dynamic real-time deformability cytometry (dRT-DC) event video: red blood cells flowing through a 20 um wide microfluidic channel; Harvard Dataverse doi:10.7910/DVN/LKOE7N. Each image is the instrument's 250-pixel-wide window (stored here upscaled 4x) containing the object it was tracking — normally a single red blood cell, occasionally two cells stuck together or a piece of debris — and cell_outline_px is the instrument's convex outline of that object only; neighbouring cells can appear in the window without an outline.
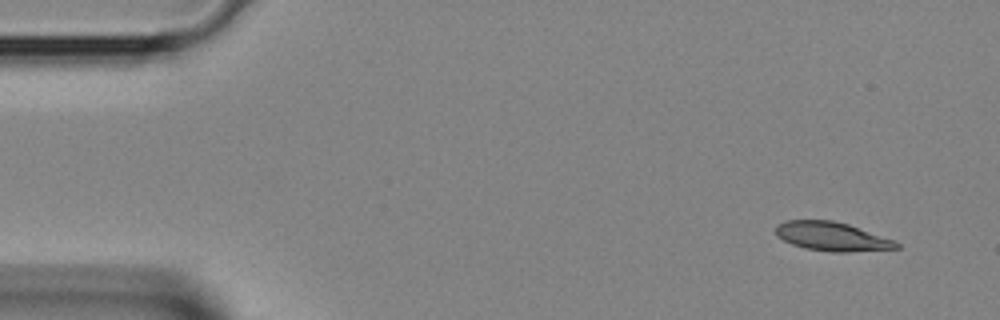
{"species": "Egyptian fruit bat (a non-hibernating species)", "species_latin": "Rousettus aegyptiacus", "temperature_condition": "room temperature", "stored_images_in_passage": 4, "camera_frame_rate_fps": 3000, "um_per_image_px": 0.085, "animal": {"sex": "female"}, "frame": {"image": 1, "passage_image": 1, "time_ms": 0.0, "image_size_px": [1000, 320], "cell_outline_px": [[900, 248], [848, 252], [832, 252], [804, 248], [792, 244], [776, 236], [776, 224], [784, 220], [832, 220], [848, 224], [892, 240], [900, 244]], "centroid_in_image_um": [70.66, 20.1], "position_along_channel_um": 14.3, "area_um2": 20.17}}
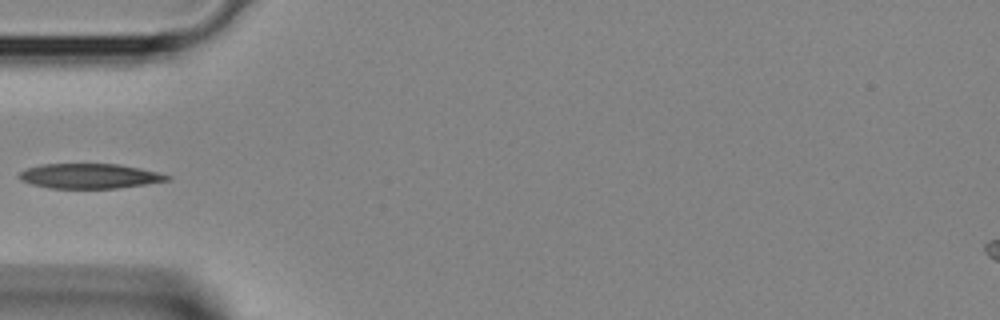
{"frame": {"image": 2, "passage_image": 4, "time_ms": 1.0, "image_size_px": [1000, 320], "cell_outline_px": [[172, 180], [116, 188], [48, 188], [32, 184], [20, 180], [20, 172], [28, 168], [40, 164], [120, 164], [140, 168], [172, 176]], "centroid_in_image_um": [7.63, 14.96], "position_along_channel_um": 77.4, "area_um2": 21.33}}